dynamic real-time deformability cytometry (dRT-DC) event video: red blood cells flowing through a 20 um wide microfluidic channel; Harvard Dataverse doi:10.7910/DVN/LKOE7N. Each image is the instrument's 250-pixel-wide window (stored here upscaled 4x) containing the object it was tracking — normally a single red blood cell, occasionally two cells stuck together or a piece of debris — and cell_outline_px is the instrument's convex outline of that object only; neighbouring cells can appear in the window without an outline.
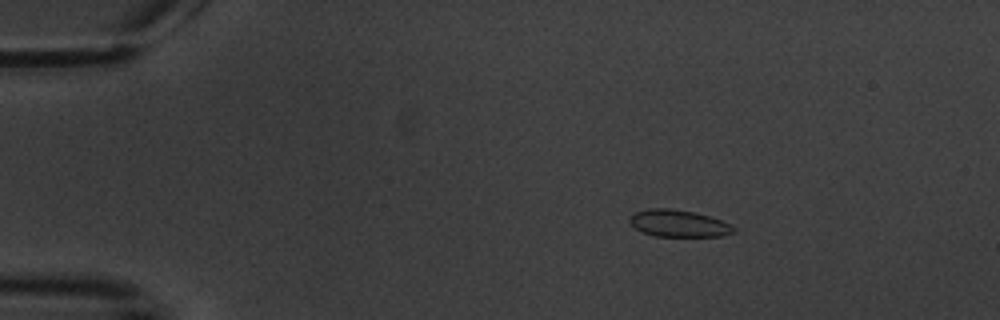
{"species": "common noctule bat (a hibernating species)", "species_latin": "Nyctalus noctula", "temperature_condition": "warm", "stored_images_in_passage": 5, "camera_frame_rate_fps": 3000, "um_per_image_px": 0.085, "animal": {"sex": "male", "body_mass_g": 20.1, "forearm_length_mm": 53.5}, "frame": {"image": 1, "passage_image": 3, "time_ms": 2.667, "image_size_px": [1000, 320], "cell_outline_px": [[736, 232], [724, 236], [656, 236], [644, 232], [636, 228], [628, 220], [636, 212], [652, 208], [668, 208], [692, 212], [708, 216], [732, 224], [736, 228]], "centroid_in_image_um": [57.74, 19.0], "position_along_channel_um": 27.3, "area_um2": 16.13}}